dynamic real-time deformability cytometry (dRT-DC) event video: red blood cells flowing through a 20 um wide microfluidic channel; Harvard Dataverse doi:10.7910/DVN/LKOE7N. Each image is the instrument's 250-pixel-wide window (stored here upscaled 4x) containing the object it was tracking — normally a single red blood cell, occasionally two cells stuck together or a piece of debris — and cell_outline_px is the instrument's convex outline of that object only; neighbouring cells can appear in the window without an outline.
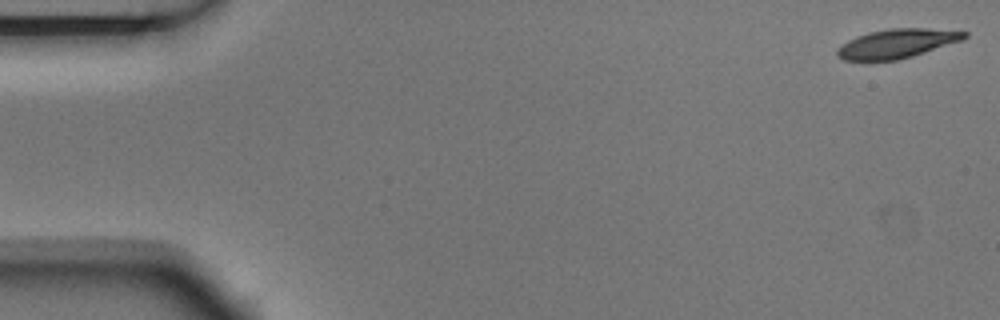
{"species": "Egyptian fruit bat (a non-hibernating species)", "species_latin": "Rousettus aegyptiacus", "temperature_condition": "room temperature", "stored_images_in_passage": 4, "camera_frame_rate_fps": 3000, "um_per_image_px": 0.085, "animal": {"sex": "male"}, "frame": {"image": 1, "passage_image": 1, "time_ms": 0.0, "image_size_px": [1000, 320], "cell_outline_px": [[968, 36], [960, 40], [912, 56], [896, 60], [844, 60], [836, 56], [836, 48], [848, 40], [856, 36], [868, 32], [888, 28], [928, 28], [968, 32]], "centroid_in_image_um": [76.17, 3.69], "position_along_channel_um": 8.8, "area_um2": 21.39}}